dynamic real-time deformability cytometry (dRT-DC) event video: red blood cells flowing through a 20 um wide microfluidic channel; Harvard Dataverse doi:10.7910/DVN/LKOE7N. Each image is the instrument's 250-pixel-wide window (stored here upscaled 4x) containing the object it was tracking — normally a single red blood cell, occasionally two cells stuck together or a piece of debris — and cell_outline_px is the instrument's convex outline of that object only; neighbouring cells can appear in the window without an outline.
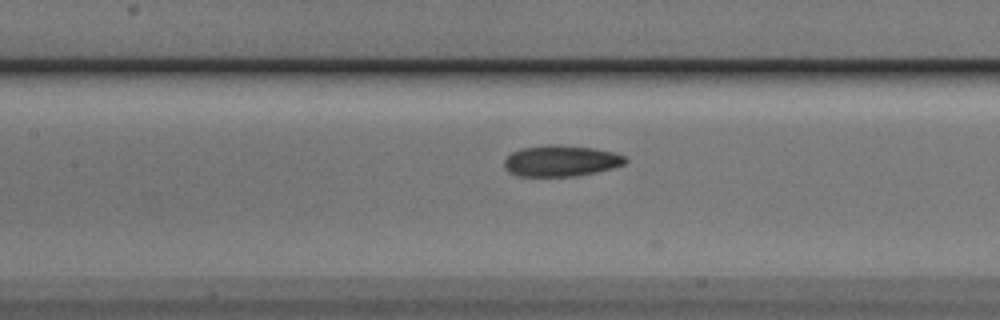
{"species": "Egyptian fruit bat (a non-hibernating species)", "species_latin": "Rousettus aegyptiacus", "temperature_condition": "cold", "stored_images_in_passage": 11, "camera_frame_rate_fps": 3000, "um_per_image_px": 0.085, "animal": {"sex": "male"}, "frame": {"image": 1, "passage_image": 8, "time_ms": 2.333, "image_size_px": [1000, 320], "cell_outline_px": [[628, 160], [624, 164], [612, 168], [596, 172], [572, 176], [516, 176], [508, 172], [504, 168], [504, 160], [512, 152], [520, 148], [548, 144], [556, 144], [592, 148], [612, 152], [624, 156]], "centroid_in_image_um": [47.63, 13.67], "position_along_channel_um": 159.8, "area_um2": 21.96}}